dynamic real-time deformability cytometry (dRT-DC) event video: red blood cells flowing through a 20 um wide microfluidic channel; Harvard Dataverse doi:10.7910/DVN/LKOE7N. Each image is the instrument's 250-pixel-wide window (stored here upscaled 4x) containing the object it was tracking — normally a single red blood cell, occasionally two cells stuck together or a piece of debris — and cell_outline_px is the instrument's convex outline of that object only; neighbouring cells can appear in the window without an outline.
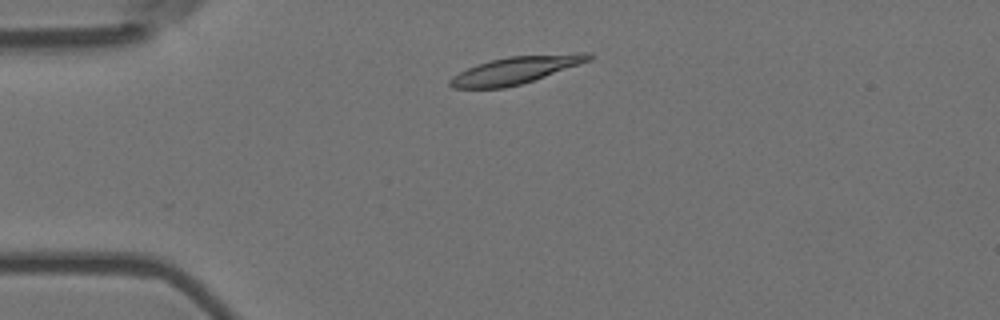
{"species": "Egyptian fruit bat (a non-hibernating species)", "species_latin": "Rousettus aegyptiacus", "temperature_condition": "room temperature", "stored_images_in_passage": 4, "camera_frame_rate_fps": 3000, "um_per_image_px": 0.085, "animal": {"sex": "female"}, "frame": {"image": 1, "passage_image": 2, "time_ms": 0.333, "image_size_px": [1000, 320], "cell_outline_px": [[596, 56], [592, 60], [520, 84], [504, 88], [452, 88], [448, 84], [448, 80], [452, 76], [476, 64], [508, 56], [576, 52], [592, 52]], "centroid_in_image_um": [43.88, 5.93], "position_along_channel_um": 41.1, "area_um2": 22.25}}
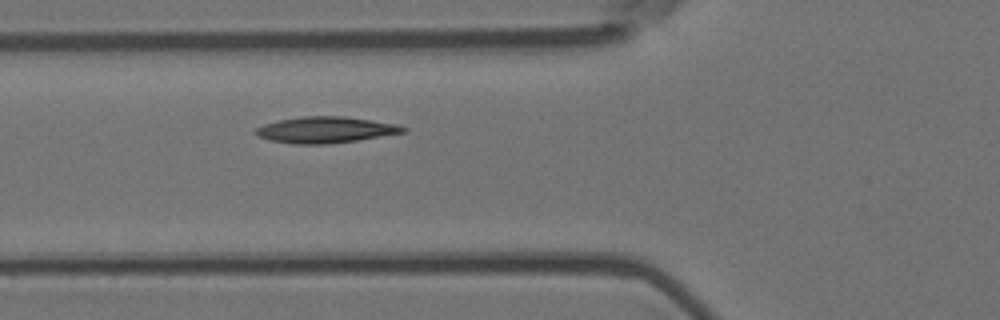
{"frame": {"image": 2, "passage_image": 4, "time_ms": 1.0, "image_size_px": [1000, 320], "cell_outline_px": [[408, 128], [404, 132], [356, 140], [328, 144], [292, 144], [268, 140], [252, 132], [256, 128], [264, 124], [280, 120], [304, 116], [344, 116], [400, 124]], "centroid_in_image_um": [27.66, 11.03], "position_along_channel_um": 98.1, "area_um2": 22.48}}